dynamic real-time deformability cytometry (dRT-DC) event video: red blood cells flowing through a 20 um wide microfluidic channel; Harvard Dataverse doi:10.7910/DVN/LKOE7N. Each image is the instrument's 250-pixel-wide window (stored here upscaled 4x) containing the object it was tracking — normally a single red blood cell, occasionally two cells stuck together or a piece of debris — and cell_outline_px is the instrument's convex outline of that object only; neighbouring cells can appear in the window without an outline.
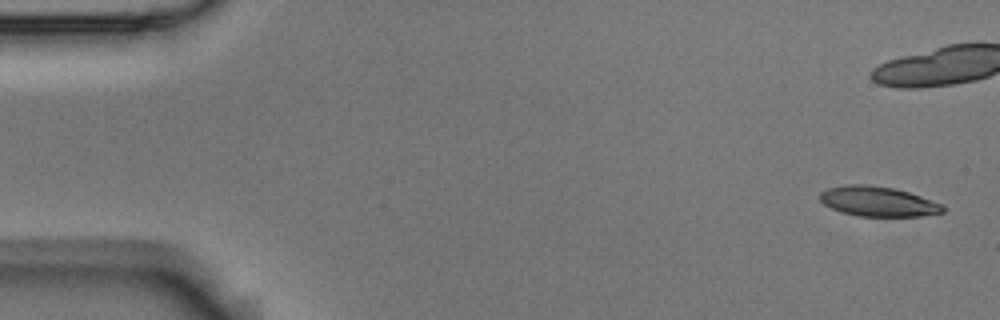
{"species": "Egyptian fruit bat (a non-hibernating species)", "species_latin": "Rousettus aegyptiacus", "temperature_condition": "room temperature", "stored_images_in_passage": 6, "camera_frame_rate_fps": 3000, "um_per_image_px": 0.085, "animal": {"sex": "male"}, "frame": {"image": 1, "passage_image": 1, "time_ms": 0.0, "image_size_px": [1000, 320], "cell_outline_px": [[944, 212], [920, 216], [860, 216], [840, 212], [824, 204], [820, 200], [820, 192], [828, 188], [844, 184], [864, 184], [896, 188], [944, 204]], "centroid_in_image_um": [74.63, 17.11], "position_along_channel_um": 10.4, "area_um2": 21.5}}